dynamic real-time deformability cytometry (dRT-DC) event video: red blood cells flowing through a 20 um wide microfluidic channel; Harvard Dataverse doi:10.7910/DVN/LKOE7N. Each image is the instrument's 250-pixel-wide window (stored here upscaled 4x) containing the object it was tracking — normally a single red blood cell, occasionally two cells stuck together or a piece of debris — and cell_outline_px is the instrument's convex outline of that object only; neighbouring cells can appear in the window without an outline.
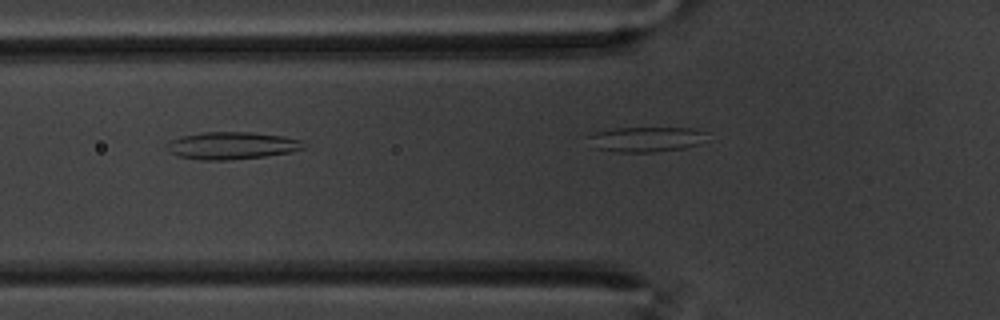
{"species": "common noctule bat (a hibernating species)", "species_latin": "Nyctalus noctula", "temperature_condition": "warm", "stored_images_in_passage": 12, "camera_frame_rate_fps": 3000, "um_per_image_px": 0.085, "animal": {"sex": "male", "body_mass_g": 20.1, "forearm_length_mm": 53.5}, "frame": {"image": 1, "passage_image": 10, "time_ms": 3.0, "image_size_px": [1000, 320], "cell_outline_px": [[308, 148], [292, 152], [264, 156], [228, 160], [200, 160], [176, 156], [164, 144], [180, 136], [204, 132], [248, 132], [284, 136], [300, 140]], "centroid_in_image_um": [19.72, 12.38], "position_along_channel_um": 106.1, "area_um2": 21.85}}